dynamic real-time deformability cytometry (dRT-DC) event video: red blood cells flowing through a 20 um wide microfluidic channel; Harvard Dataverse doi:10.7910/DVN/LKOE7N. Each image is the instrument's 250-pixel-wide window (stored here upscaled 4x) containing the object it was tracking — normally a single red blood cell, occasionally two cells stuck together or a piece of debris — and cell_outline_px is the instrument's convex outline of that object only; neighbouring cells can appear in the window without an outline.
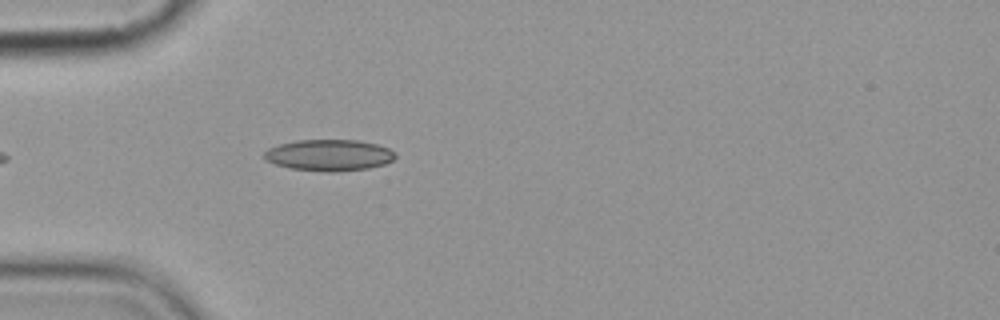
{"species": "common noctule bat (a hibernating species)", "species_latin": "Nyctalus noctula", "temperature_condition": "cold", "stored_images_in_passage": 1, "camera_frame_rate_fps": 3000, "um_per_image_px": 0.085, "animal": {"sex": "female", "body_mass_g": 19.9}, "frame": {"image": 1, "passage_image": 1, "time_ms": 0.0, "image_size_px": [1000, 320], "cell_outline_px": [[396, 156], [392, 160], [384, 164], [368, 168], [336, 172], [328, 172], [288, 168], [264, 160], [264, 152], [268, 148], [280, 144], [296, 140], [356, 140], [376, 144], [388, 148], [396, 152]], "centroid_in_image_um": [27.95, 13.19], "position_along_channel_um": 57.0, "area_um2": 23.99}}